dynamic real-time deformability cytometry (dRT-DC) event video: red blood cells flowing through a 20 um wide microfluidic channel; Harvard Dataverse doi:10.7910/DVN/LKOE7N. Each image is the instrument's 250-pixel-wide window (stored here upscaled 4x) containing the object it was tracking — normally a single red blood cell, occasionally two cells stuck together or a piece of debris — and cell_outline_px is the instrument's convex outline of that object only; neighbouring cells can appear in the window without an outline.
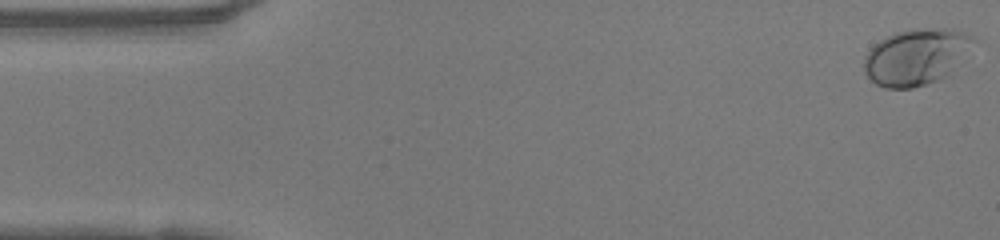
{"species": "human", "species_latin": "Homo sapiens", "temperature_condition": "warm", "stored_images_in_passage": 49, "camera_frame_rate_fps": 3000, "um_per_image_px": 0.085, "donor": {"sex": "female"}, "frame": {"image": 1, "passage_image": 1, "time_ms": 0.0, "image_size_px": [1000, 240], "cell_outline_px": [[980, 40], [940, 80], [912, 88], [884, 88], [876, 84], [864, 72], [864, 56], [880, 40], [896, 32], [920, 28], [952, 28], [968, 32], [976, 36]], "centroid_in_image_um": [77.93, 4.8], "position_along_channel_um": 7.1, "area_um2": 35.95}}
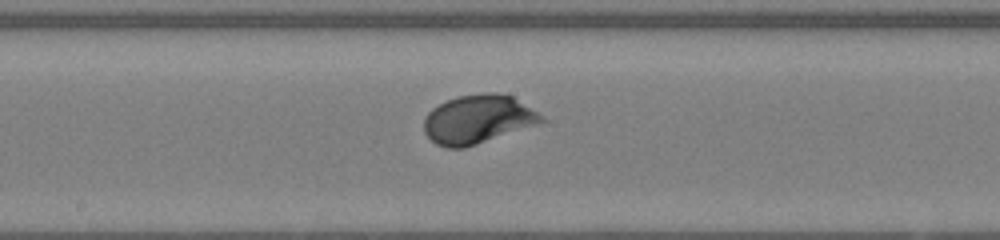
{"frame": {"image": 2, "passage_image": 25, "time_ms": 8.0, "image_size_px": [1000, 240], "cell_outline_px": [[548, 120], [540, 124], [464, 148], [448, 148], [436, 144], [424, 132], [424, 120], [428, 112], [432, 108], [456, 96], [484, 92], [496, 92], [512, 96], [544, 116]], "centroid_in_image_um": [40.65, 10.13], "position_along_channel_um": 207.6, "area_um2": 33.47}}
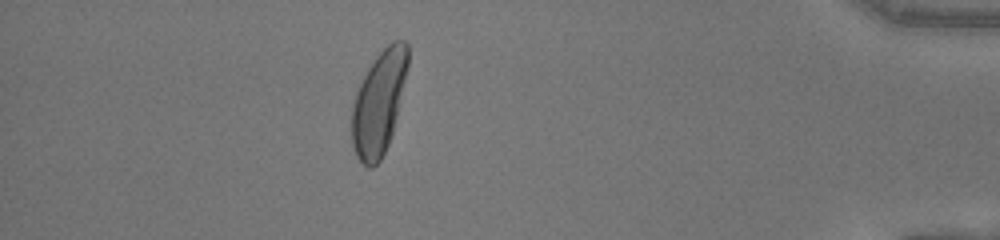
{"frame": {"image": 3, "passage_image": 43, "time_ms": 14.0, "image_size_px": [1000, 240], "cell_outline_px": [[408, 68], [392, 132], [388, 144], [380, 160], [372, 168], [368, 168], [356, 156], [352, 148], [352, 104], [356, 92], [368, 68], [376, 56], [392, 40], [404, 40], [408, 44]], "centroid_in_image_um": [32.2, 8.72], "position_along_channel_um": 403.0, "area_um2": 33.52}, "authors_computed_cell_mechanics": {"area_um2": 31.7322, "velocity_mm_per_s": 4.146, "shape_relaxation_time_tau1_ms": 2.2432, "shape_relaxation_time_tau2_ms": null, "deformation_change_tau1": 0.1537, "deformation_change_tau2": null}}